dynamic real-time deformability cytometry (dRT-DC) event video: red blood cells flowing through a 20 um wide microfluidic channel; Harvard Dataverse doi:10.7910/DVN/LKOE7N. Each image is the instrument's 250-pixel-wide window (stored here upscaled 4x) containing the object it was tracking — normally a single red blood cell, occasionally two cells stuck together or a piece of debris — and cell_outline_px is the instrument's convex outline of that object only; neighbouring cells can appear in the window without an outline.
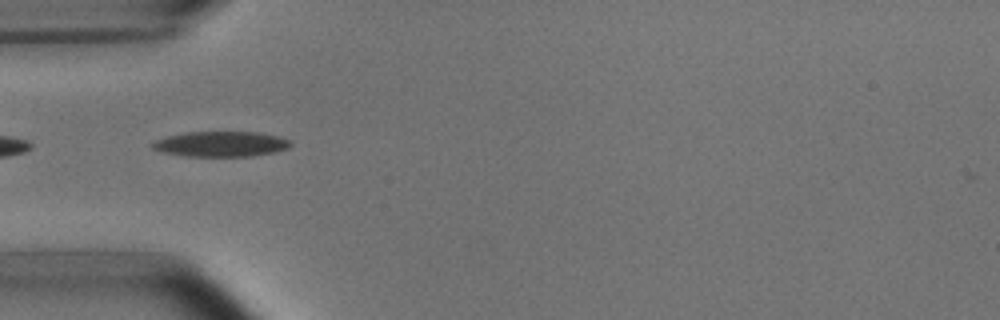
{"species": "common noctule bat (a hibernating species)", "species_latin": "Nyctalus noctula", "temperature_condition": "room temperature", "stored_images_in_passage": 7, "camera_frame_rate_fps": 3000, "um_per_image_px": 0.085, "animal": {"sex": "male", "body_mass_g": 15.6}, "frame": {"image": 1, "passage_image": 2, "time_ms": 1.333, "image_size_px": [1000, 320], "cell_outline_px": [[292, 144], [288, 148], [272, 152], [252, 156], [188, 156], [164, 152], [152, 148], [152, 144], [156, 140], [168, 136], [184, 132], [256, 132], [280, 136], [288, 140]], "centroid_in_image_um": [18.79, 12.23], "position_along_channel_um": 66.2, "area_um2": 20.11}}
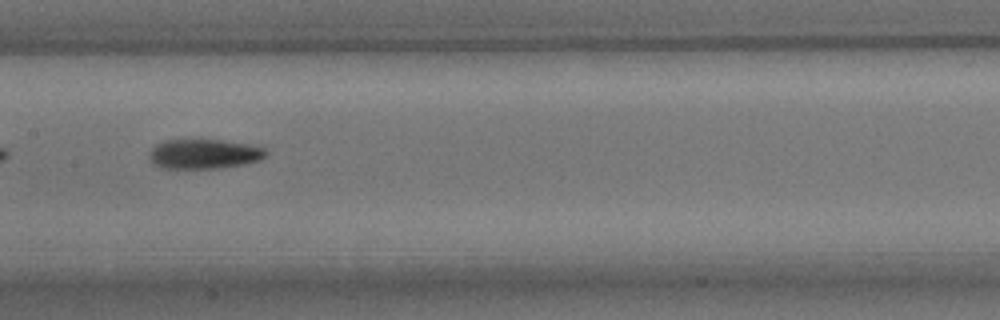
{"frame": {"image": 2, "passage_image": 5, "time_ms": 4.667, "image_size_px": [1000, 320], "cell_outline_px": [[268, 152], [260, 160], [244, 164], [220, 168], [164, 168], [152, 164], [148, 156], [152, 148], [156, 144], [164, 140], [220, 140], [248, 144], [264, 148]], "centroid_in_image_um": [17.32, 13.09], "position_along_channel_um": 190.1, "area_um2": 20.11}}
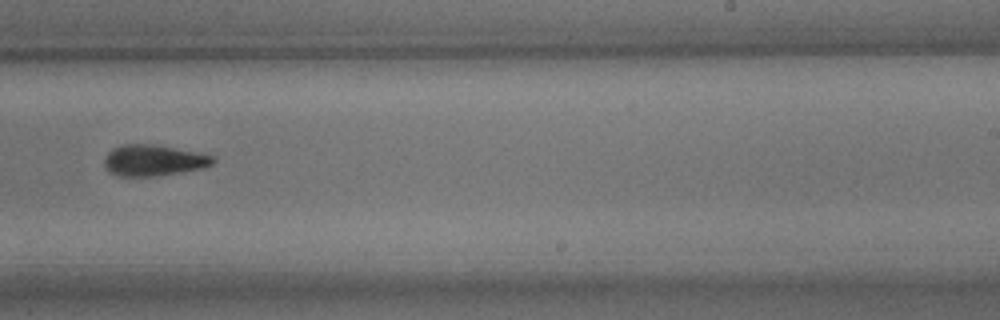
{"frame": {"image": 3, "passage_image": 7, "time_ms": 7.0, "image_size_px": [1000, 320], "cell_outline_px": [[216, 160], [212, 164], [204, 168], [156, 176], [116, 176], [108, 172], [104, 164], [104, 156], [112, 148], [124, 144], [148, 144], [196, 152], [216, 156]], "centroid_in_image_um": [13.02, 13.64], "position_along_channel_um": 276.0, "area_um2": 19.71}}